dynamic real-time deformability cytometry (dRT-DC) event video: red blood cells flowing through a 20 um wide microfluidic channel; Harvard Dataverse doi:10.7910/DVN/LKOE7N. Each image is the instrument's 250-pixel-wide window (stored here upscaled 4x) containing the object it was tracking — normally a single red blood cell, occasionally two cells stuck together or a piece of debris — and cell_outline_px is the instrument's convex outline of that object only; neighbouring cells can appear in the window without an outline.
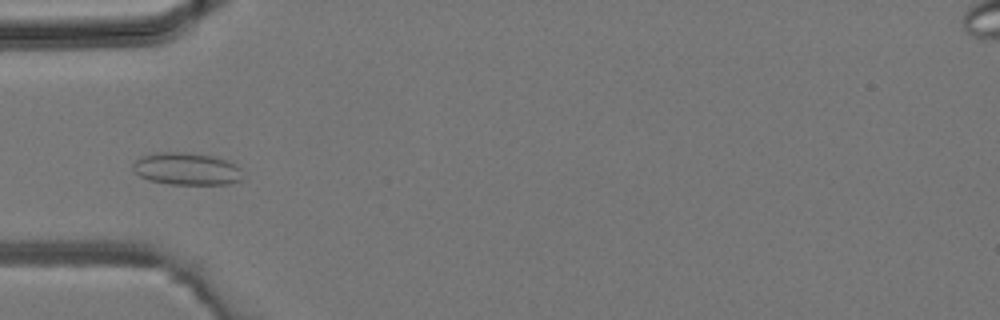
{"species": "common noctule bat (a hibernating species)", "species_latin": "Nyctalus noctula", "temperature_condition": "room temperature", "stored_images_in_passage": 40, "camera_frame_rate_fps": 3000, "um_per_image_px": 0.085, "animal": {"sex": "male", "body_mass_g": 19.2, "forearm_length_mm": 51.8}, "frame": {"image": 1, "passage_image": 12, "time_ms": 3.667, "image_size_px": [1000, 320], "cell_outline_px": [[240, 180], [228, 184], [168, 184], [148, 180], [140, 176], [132, 168], [132, 164], [140, 156], [156, 152], [184, 152], [216, 156], [228, 160], [236, 164], [240, 168]], "centroid_in_image_um": [15.84, 14.34], "position_along_channel_um": 69.2, "area_um2": 20.81}}
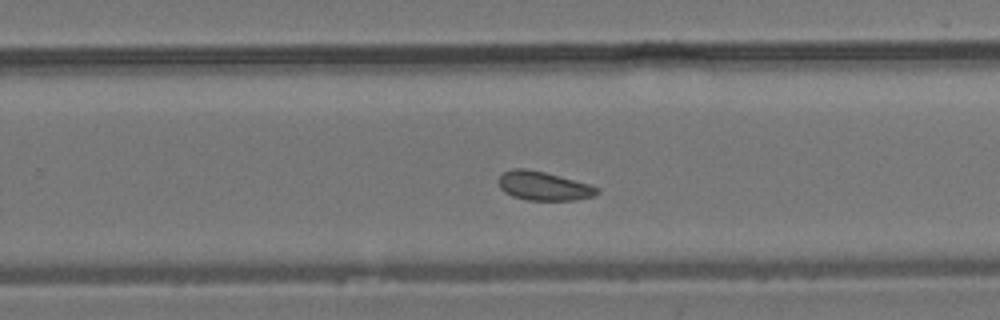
{"frame": {"image": 2, "passage_image": 25, "time_ms": 8.0, "image_size_px": [1000, 320], "cell_outline_px": [[600, 192], [596, 196], [576, 200], [528, 200], [512, 196], [504, 192], [500, 188], [496, 180], [504, 172], [512, 168], [528, 168], [544, 172], [588, 184], [600, 188]], "centroid_in_image_um": [46.19, 15.81], "position_along_channel_um": 283.6, "area_um2": 16.7}}
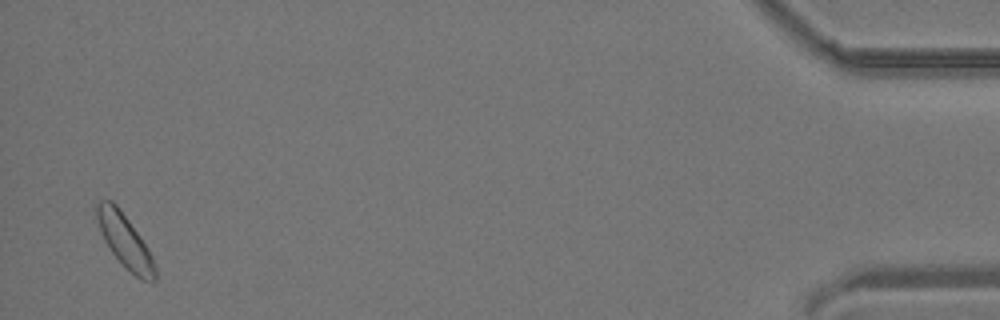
{"frame": {"image": 3, "passage_image": 39, "time_ms": 12.667, "image_size_px": [1000, 320], "cell_outline_px": [[156, 280], [152, 284], [140, 280], [112, 252], [104, 240], [96, 216], [96, 204], [100, 200], [112, 200], [120, 208], [140, 236], [148, 248], [152, 256], [156, 268]], "centroid_in_image_um": [10.65, 20.49], "position_along_channel_um": 424.6, "area_um2": 17.92}}